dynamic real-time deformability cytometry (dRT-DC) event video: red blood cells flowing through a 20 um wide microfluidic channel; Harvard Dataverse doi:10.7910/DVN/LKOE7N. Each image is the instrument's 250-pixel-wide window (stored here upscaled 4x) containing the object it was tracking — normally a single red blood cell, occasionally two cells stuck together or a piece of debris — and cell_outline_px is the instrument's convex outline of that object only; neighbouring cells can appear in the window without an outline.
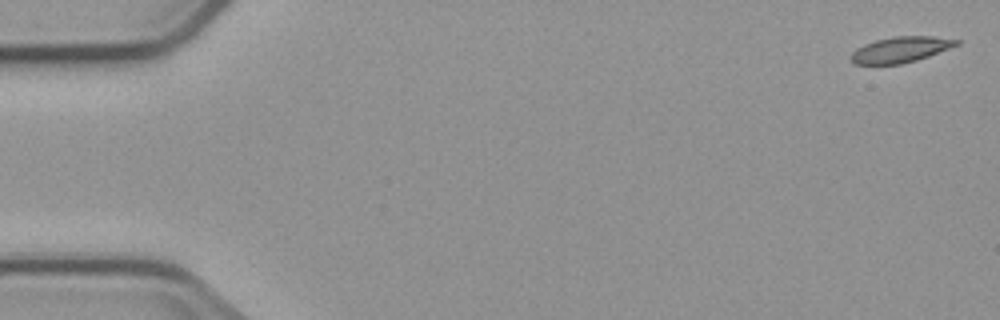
{"species": "common noctule bat (a hibernating species)", "species_latin": "Nyctalus noctula", "temperature_condition": "cold", "stored_images_in_passage": 5, "camera_frame_rate_fps": 3000, "um_per_image_px": 0.085, "animal": {"sex": "male", "body_mass_g": 23.1, "forearm_length_mm": 52.7}, "frame": {"image": 1, "passage_image": 1, "time_ms": 0.0, "image_size_px": [1000, 320], "cell_outline_px": [[960, 44], [928, 56], [916, 60], [900, 64], [856, 64], [852, 60], [852, 52], [856, 48], [864, 44], [876, 40], [896, 36], [932, 36], [960, 40]], "centroid_in_image_um": [76.57, 4.21], "position_along_channel_um": 8.4, "area_um2": 15.61}}